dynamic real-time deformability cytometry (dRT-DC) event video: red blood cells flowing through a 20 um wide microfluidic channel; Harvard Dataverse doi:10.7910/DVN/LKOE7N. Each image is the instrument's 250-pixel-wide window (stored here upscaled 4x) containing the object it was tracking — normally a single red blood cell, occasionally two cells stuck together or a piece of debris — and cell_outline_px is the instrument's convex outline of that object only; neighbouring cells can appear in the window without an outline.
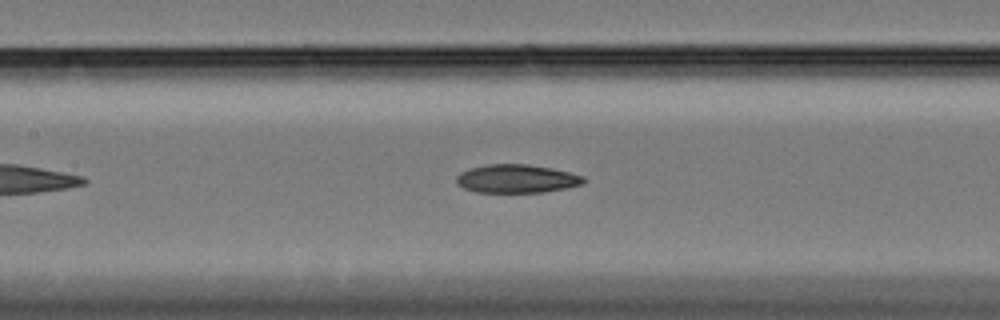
{"species": "Egyptian fruit bat (a non-hibernating species)", "species_latin": "Rousettus aegyptiacus", "temperature_condition": "cold", "stored_images_in_passage": 48, "camera_frame_rate_fps": 3000, "um_per_image_px": 0.085, "animal": {"sex": "female"}, "frame": {"image": 1, "passage_image": 15, "time_ms": 4.667, "image_size_px": [1000, 320], "cell_outline_px": [[588, 180], [584, 184], [568, 188], [544, 192], [476, 192], [464, 188], [456, 184], [456, 176], [460, 172], [468, 168], [488, 164], [528, 164], [552, 168], [584, 176]], "centroid_in_image_um": [43.93, 15.19], "position_along_channel_um": 163.5, "area_um2": 21.33}}
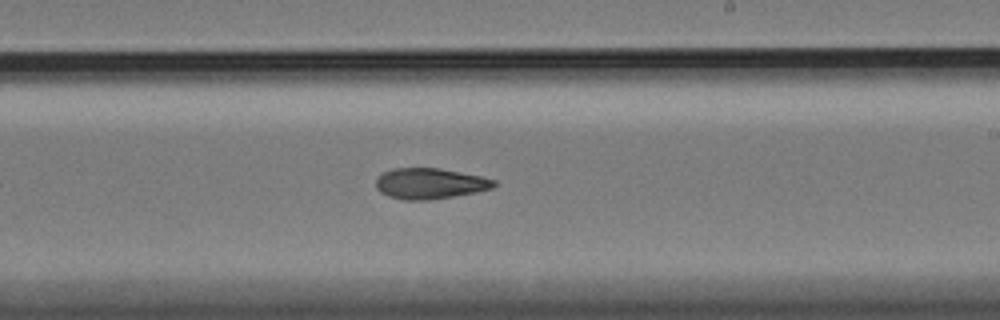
{"frame": {"image": 2, "passage_image": 23, "time_ms": 7.333, "image_size_px": [1000, 320], "cell_outline_px": [[496, 184], [492, 188], [476, 192], [428, 200], [404, 200], [388, 196], [380, 192], [376, 188], [376, 180], [384, 172], [392, 168], [440, 168], [480, 176], [496, 180]], "centroid_in_image_um": [36.53, 15.6], "position_along_channel_um": 252.5, "area_um2": 21.04}}
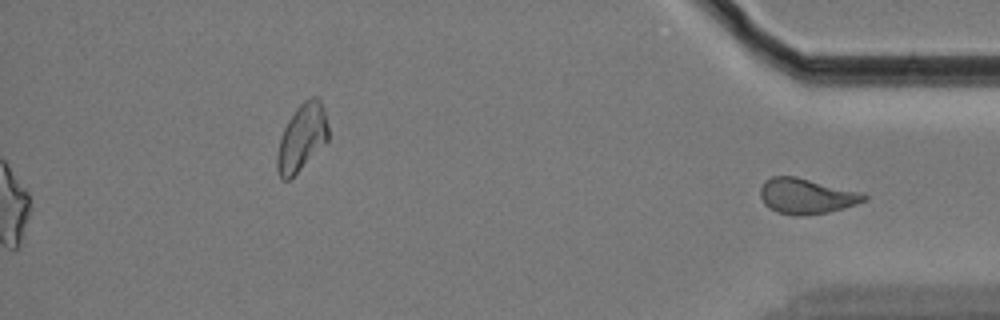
{"frame": {"image": 3, "passage_image": 48, "time_ms": 15.667, "image_size_px": [1000, 320], "cell_outline_px": [[868, 200], [844, 208], [828, 212], [800, 216], [796, 216], [776, 212], [768, 208], [764, 204], [760, 196], [760, 188], [772, 176], [796, 176], [864, 192], [868, 196]], "centroid_in_image_um": [68.58, 16.67], "position_along_channel_um": 366.6, "area_um2": 21.68}}